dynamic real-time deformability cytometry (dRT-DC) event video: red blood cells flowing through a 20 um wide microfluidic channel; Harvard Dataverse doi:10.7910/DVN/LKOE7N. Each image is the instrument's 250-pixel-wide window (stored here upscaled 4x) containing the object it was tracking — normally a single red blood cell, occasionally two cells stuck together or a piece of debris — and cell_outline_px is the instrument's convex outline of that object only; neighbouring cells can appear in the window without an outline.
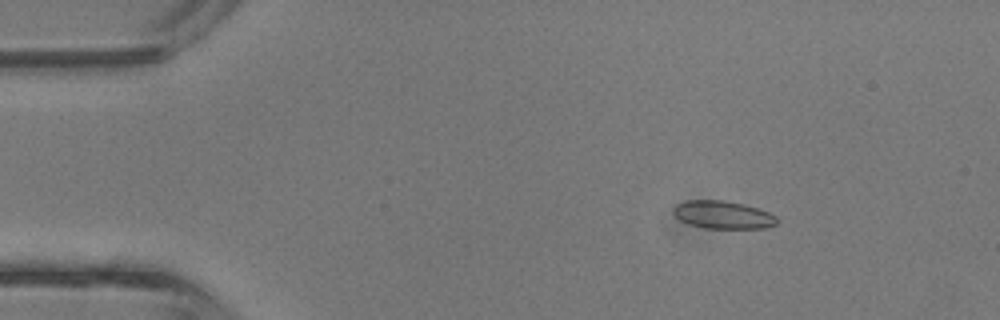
{"species": "common noctule bat (a hibernating species)", "species_latin": "Nyctalus noctula", "temperature_condition": "room temperature", "stored_images_in_passage": 4, "camera_frame_rate_fps": 3000, "um_per_image_px": 0.085, "animal": {"sex": "male", "body_mass_g": 13.3}, "frame": {"image": 1, "passage_image": 2, "time_ms": 0.333, "image_size_px": [1000, 320], "cell_outline_px": [[780, 220], [776, 224], [764, 228], [704, 228], [688, 224], [680, 220], [672, 212], [672, 208], [676, 204], [684, 200], [724, 200], [744, 204], [760, 208], [776, 216]], "centroid_in_image_um": [61.44, 18.25], "position_along_channel_um": 23.6, "area_um2": 17.05}}
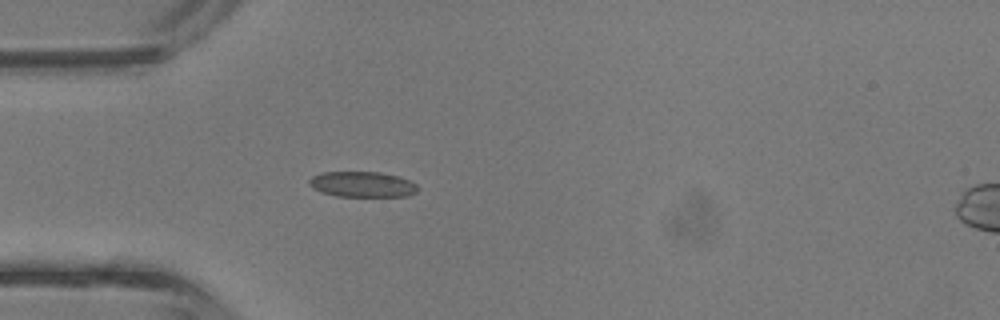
{"frame": {"image": 2, "passage_image": 3, "time_ms": 0.667, "image_size_px": [1000, 320], "cell_outline_px": [[420, 188], [416, 192], [408, 196], [336, 196], [320, 192], [312, 188], [308, 184], [308, 180], [312, 176], [320, 172], [380, 172], [400, 176], [416, 184]], "centroid_in_image_um": [30.78, 15.66], "position_along_channel_um": 54.2, "area_um2": 16.36}}